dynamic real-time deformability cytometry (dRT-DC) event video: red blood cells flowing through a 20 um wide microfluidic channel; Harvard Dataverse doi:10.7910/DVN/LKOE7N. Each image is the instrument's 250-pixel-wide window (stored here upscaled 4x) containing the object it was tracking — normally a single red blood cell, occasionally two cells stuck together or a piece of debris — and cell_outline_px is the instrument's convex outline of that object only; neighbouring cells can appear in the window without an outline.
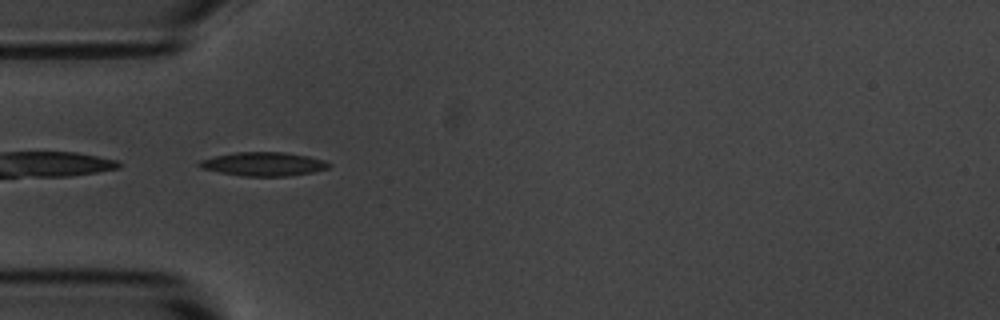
{"species": "common noctule bat (a hibernating species)", "species_latin": "Nyctalus noctula", "temperature_condition": "room temperature", "stored_images_in_passage": 36, "camera_frame_rate_fps": 3000, "um_per_image_px": 0.085, "animal": {"sex": "male", "body_mass_g": 20.1, "forearm_length_mm": 53.5}, "frame": {"image": 1, "passage_image": 1, "time_ms": 0.0, "image_size_px": [1000, 320], "cell_outline_px": [[332, 164], [328, 168], [312, 172], [288, 176], [244, 176], [220, 172], [200, 168], [196, 164], [200, 160], [216, 156], [236, 152], [284, 152], [308, 156], [324, 160]], "centroid_in_image_um": [22.4, 13.94], "position_along_channel_um": 62.6, "area_um2": 17.86}}
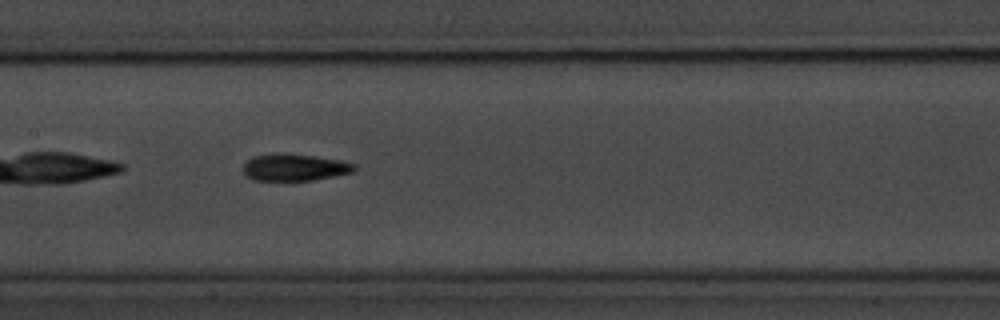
{"frame": {"image": 2, "passage_image": 11, "time_ms": 3.333, "image_size_px": [1000, 320], "cell_outline_px": [[356, 168], [352, 172], [312, 180], [252, 180], [244, 176], [244, 164], [252, 156], [276, 152], [284, 152], [340, 160], [356, 164]], "centroid_in_image_um": [24.98, 14.21], "position_along_channel_um": 182.4, "area_um2": 17.51}, "authors_computed_cell_mechanics": {"area_um2": 17.1666, "velocity_mm_per_s": 3.5995, "shape_relaxation_time_tau1_ms": 3.0651, "shape_relaxation_time_tau2_ms": null, "deformation_change_tau1": 0.1176, "deformation_change_tau2": null}}